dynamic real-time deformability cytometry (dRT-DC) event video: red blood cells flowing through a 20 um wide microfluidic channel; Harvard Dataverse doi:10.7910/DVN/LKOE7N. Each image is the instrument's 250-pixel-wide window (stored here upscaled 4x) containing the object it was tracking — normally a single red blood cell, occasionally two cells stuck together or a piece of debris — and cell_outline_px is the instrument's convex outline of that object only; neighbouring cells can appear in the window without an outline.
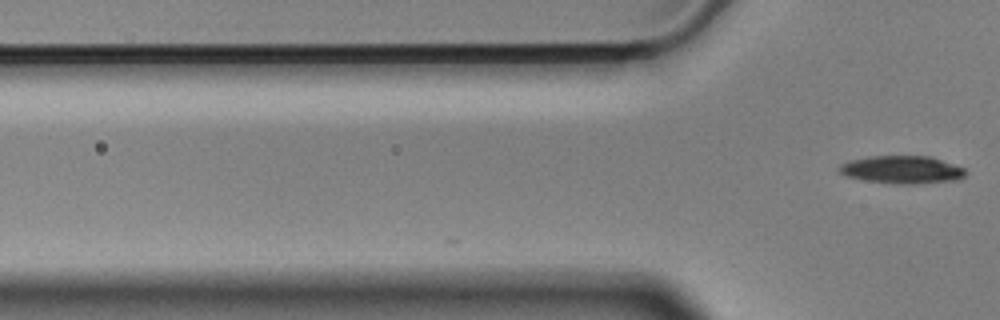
{"species": "Egyptian fruit bat (a non-hibernating species)", "species_latin": "Rousettus aegyptiacus", "temperature_condition": "cold", "stored_images_in_passage": 2, "camera_frame_rate_fps": 3000, "um_per_image_px": 0.085, "animal": {"sex": "male"}, "frame": {"image": 1, "passage_image": 2, "time_ms": 0.333, "image_size_px": [1000, 320], "cell_outline_px": [[968, 172], [964, 176], [956, 180], [916, 184], [900, 184], [868, 180], [848, 176], [840, 172], [836, 168], [840, 164], [848, 160], [868, 156], [928, 156], [964, 168]], "centroid_in_image_um": [76.65, 14.41], "position_along_channel_um": 49.1, "area_um2": 20.29}}